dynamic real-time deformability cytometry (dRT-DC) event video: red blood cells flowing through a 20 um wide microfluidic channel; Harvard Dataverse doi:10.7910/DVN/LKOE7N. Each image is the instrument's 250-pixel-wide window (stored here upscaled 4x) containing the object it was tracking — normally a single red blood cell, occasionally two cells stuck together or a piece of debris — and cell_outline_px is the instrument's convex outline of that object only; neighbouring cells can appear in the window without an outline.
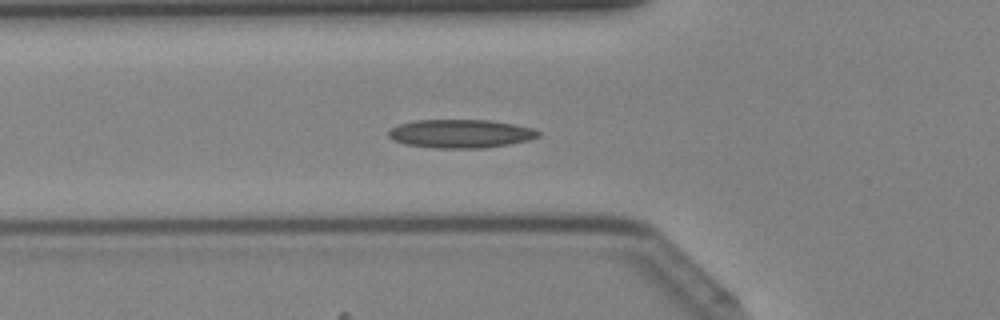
{"species": "Egyptian fruit bat (a non-hibernating species)", "species_latin": "Rousettus aegyptiacus", "temperature_condition": "cold", "stored_images_in_passage": 32, "camera_frame_rate_fps": 3000, "um_per_image_px": 0.085, "animal": {"sex": "female"}, "frame": {"image": 1, "passage_image": 4, "time_ms": 1.0, "image_size_px": [1000, 320], "cell_outline_px": [[540, 136], [528, 140], [508, 144], [484, 148], [436, 148], [404, 144], [392, 140], [388, 136], [388, 132], [392, 128], [400, 124], [416, 120], [492, 120], [516, 124], [532, 128], [540, 132]], "centroid_in_image_um": [39.16, 11.36], "position_along_channel_um": 86.6, "area_um2": 24.91}}
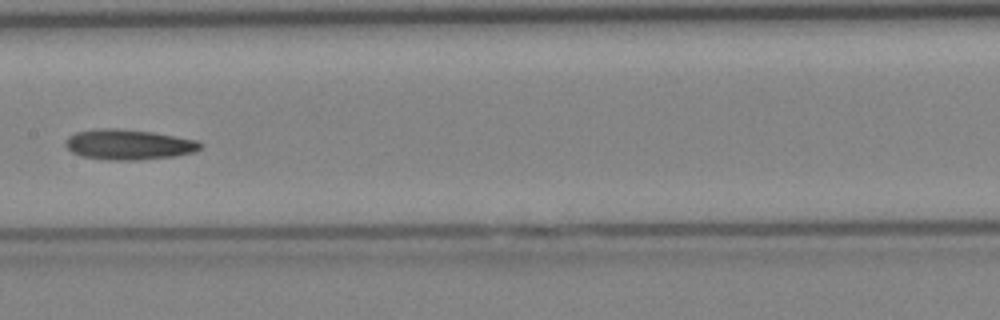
{"frame": {"image": 2, "passage_image": 11, "time_ms": 3.333, "image_size_px": [1000, 320], "cell_outline_px": [[204, 144], [196, 152], [176, 156], [136, 160], [108, 160], [80, 156], [72, 152], [64, 144], [64, 140], [68, 136], [76, 132], [96, 128], [116, 128], [152, 132], [196, 140]], "centroid_in_image_um": [10.91, 12.29], "position_along_channel_um": 196.5, "area_um2": 23.99}}
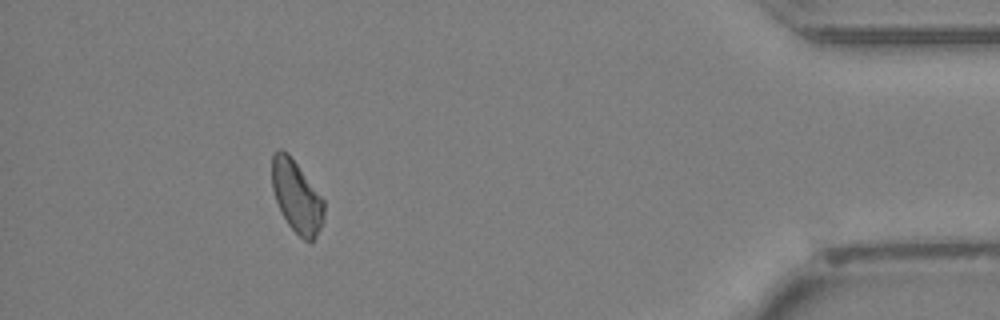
{"frame": {"image": 3, "passage_image": 28, "time_ms": 9.0, "image_size_px": [1000, 320], "cell_outline_px": [[324, 220], [312, 244], [304, 240], [288, 224], [276, 200], [272, 188], [272, 156], [280, 148], [288, 152], [324, 200]], "centroid_in_image_um": [25.23, 16.72], "position_along_channel_um": 410.0, "area_um2": 21.68}}